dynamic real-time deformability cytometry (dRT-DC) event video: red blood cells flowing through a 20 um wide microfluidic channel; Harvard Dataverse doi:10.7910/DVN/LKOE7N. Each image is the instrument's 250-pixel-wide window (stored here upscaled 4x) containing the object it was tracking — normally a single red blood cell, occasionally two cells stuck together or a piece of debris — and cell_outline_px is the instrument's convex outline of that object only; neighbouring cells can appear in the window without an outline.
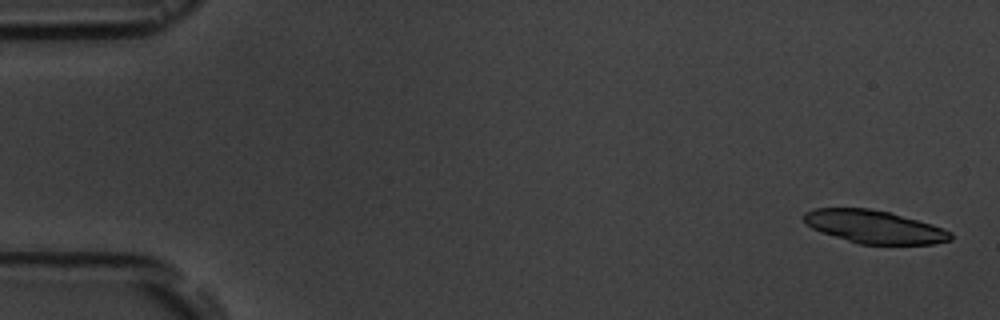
{"species": "common noctule bat (a hibernating species)", "species_latin": "Nyctalus noctula", "temperature_condition": "room temperature", "stored_images_in_passage": 5, "camera_frame_rate_fps": 3000, "um_per_image_px": 0.085, "animal": {"sex": "male", "body_mass_g": 19.5, "forearm_length_mm": 54.6}, "frame": {"image": 1, "passage_image": 1, "time_ms": 0.0, "image_size_px": [1000, 320], "cell_outline_px": [[952, 240], [932, 244], [860, 244], [820, 232], [804, 224], [804, 212], [816, 208], [868, 208], [888, 212], [932, 224], [952, 232]], "centroid_in_image_um": [74.3, 19.28], "position_along_channel_um": 10.7, "area_um2": 28.09}}
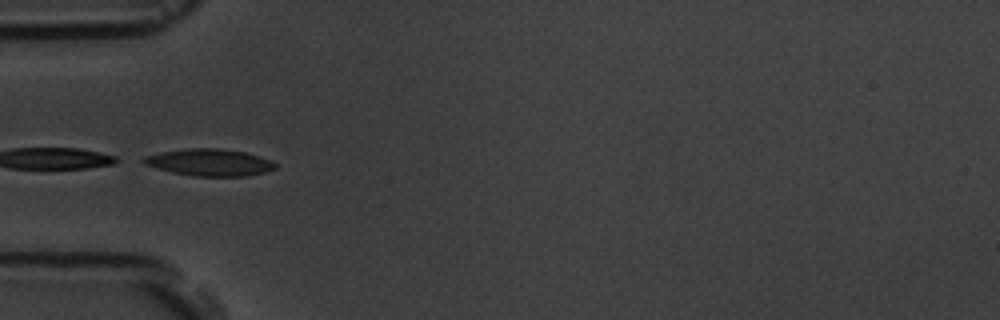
{"frame": {"image": 2, "passage_image": 5, "time_ms": 5.333, "image_size_px": [1000, 320], "cell_outline_px": [[276, 168], [264, 172], [244, 176], [192, 176], [172, 172], [156, 168], [144, 164], [136, 160], [144, 156], [160, 152], [184, 148], [220, 148], [244, 152], [260, 156], [276, 164]], "centroid_in_image_um": [17.72, 13.79], "position_along_channel_um": 67.3, "area_um2": 20.81}}